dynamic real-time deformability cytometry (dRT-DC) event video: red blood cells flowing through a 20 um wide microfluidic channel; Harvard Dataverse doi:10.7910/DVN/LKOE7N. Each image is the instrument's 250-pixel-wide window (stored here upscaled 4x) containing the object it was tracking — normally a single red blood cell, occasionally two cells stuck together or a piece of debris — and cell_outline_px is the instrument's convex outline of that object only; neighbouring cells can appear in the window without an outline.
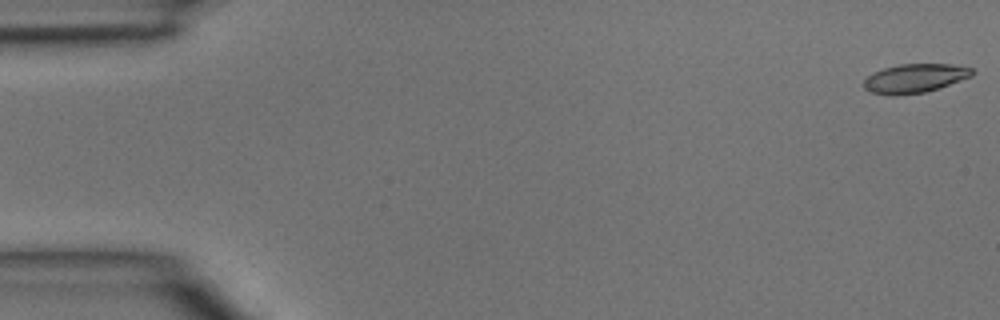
{"species": "common noctule bat (a hibernating species)", "species_latin": "Nyctalus noctula", "temperature_condition": "room temperature", "stored_images_in_passage": 45, "camera_frame_rate_fps": 3000, "um_per_image_px": 0.085, "animal": {"sex": "male", "body_mass_g": 15.6}, "frame": {"image": 1, "passage_image": 1, "time_ms": 0.0, "image_size_px": [1000, 320], "cell_outline_px": [[976, 72], [972, 76], [940, 88], [924, 92], [896, 96], [868, 92], [864, 88], [864, 80], [872, 72], [884, 68], [900, 64], [952, 64], [972, 68]], "centroid_in_image_um": [77.76, 6.66], "position_along_channel_um": 7.2, "area_um2": 18.44}}
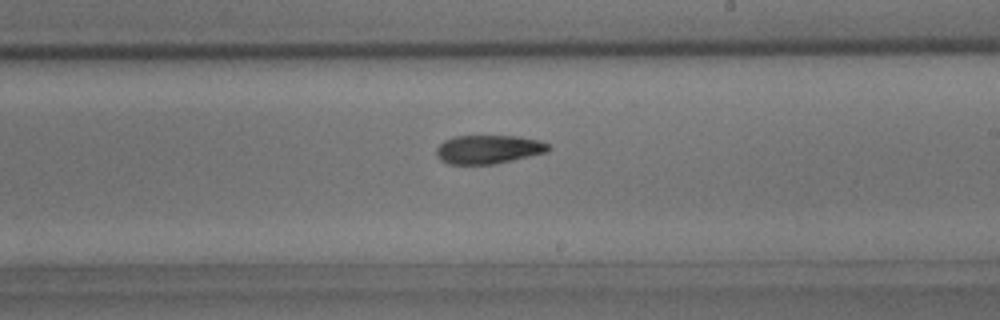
{"frame": {"image": 2, "passage_image": 26, "time_ms": 8.333, "image_size_px": [1000, 320], "cell_outline_px": [[552, 148], [548, 152], [512, 160], [492, 164], [448, 164], [440, 160], [436, 156], [436, 148], [444, 140], [456, 136], [520, 136], [540, 140], [548, 144]], "centroid_in_image_um": [41.52, 12.69], "position_along_channel_um": 247.5, "area_um2": 18.84}}
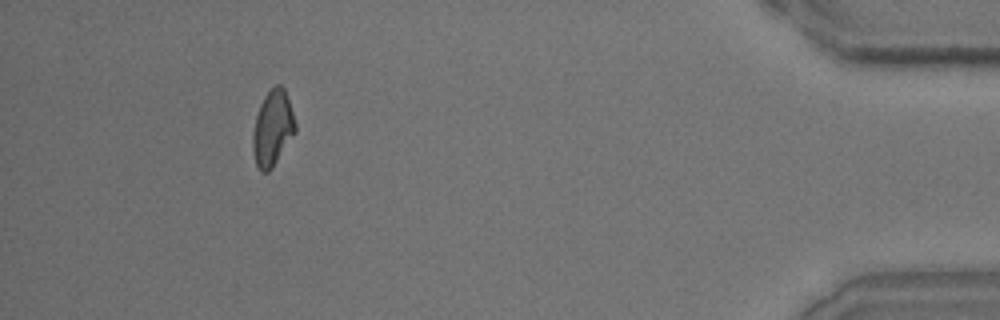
{"frame": {"image": 3, "passage_image": 41, "time_ms": 13.333, "image_size_px": [1000, 320], "cell_outline_px": [[296, 132], [272, 168], [268, 172], [260, 172], [256, 164], [252, 148], [252, 136], [256, 116], [260, 104], [264, 96], [276, 84], [280, 84], [284, 88], [296, 124]], "centroid_in_image_um": [23.16, 10.92], "position_along_channel_um": 412.0, "area_um2": 18.61}}